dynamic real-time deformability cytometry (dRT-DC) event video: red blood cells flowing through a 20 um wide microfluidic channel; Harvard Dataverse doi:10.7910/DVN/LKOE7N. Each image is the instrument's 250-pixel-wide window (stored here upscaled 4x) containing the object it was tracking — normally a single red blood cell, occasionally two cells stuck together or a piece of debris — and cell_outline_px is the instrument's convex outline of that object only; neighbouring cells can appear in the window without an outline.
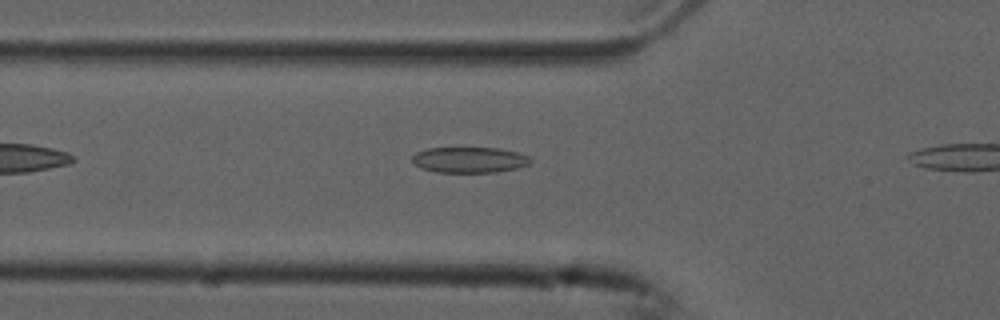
{"species": "common noctule bat (a hibernating species)", "species_latin": "Nyctalus noctula", "temperature_condition": "cold", "stored_images_in_passage": 4, "camera_frame_rate_fps": 3000, "um_per_image_px": 0.085, "animal": {"sex": "male", "forearm_length_mm": 52.5}, "frame": {"image": 1, "passage_image": 3, "time_ms": 0.667, "image_size_px": [1000, 320], "cell_outline_px": [[532, 160], [528, 164], [516, 168], [496, 172], [436, 172], [420, 168], [412, 160], [412, 156], [416, 152], [428, 148], [500, 148], [516, 152], [528, 156]], "centroid_in_image_um": [39.88, 13.58], "position_along_channel_um": 85.9, "area_um2": 17.63}}